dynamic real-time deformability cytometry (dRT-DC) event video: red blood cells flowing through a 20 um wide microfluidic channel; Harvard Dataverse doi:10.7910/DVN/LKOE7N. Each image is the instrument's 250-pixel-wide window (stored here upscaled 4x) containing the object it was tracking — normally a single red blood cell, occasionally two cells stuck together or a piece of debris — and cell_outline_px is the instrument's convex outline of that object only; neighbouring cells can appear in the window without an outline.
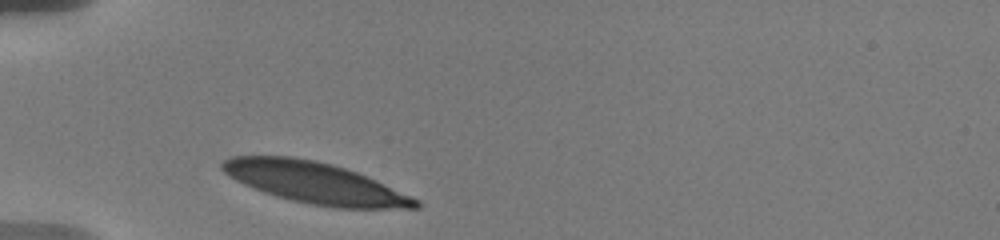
{"species": "human", "species_latin": "Homo sapiens", "temperature_condition": "warm", "stored_images_in_passage": 22, "camera_frame_rate_fps": 3000, "um_per_image_px": 0.085, "donor": {"sex": "male"}, "frame": {"image": 1, "passage_image": 1, "time_ms": 0.0, "image_size_px": [1000, 240], "cell_outline_px": [[420, 208], [336, 208], [312, 204], [292, 200], [276, 196], [252, 188], [228, 176], [220, 168], [220, 164], [224, 160], [232, 156], [288, 156], [316, 160], [332, 164], [356, 172], [376, 180], [412, 196], [420, 200]], "centroid_in_image_um": [26.76, 15.54], "position_along_channel_um": 58.2, "area_um2": 46.3}}
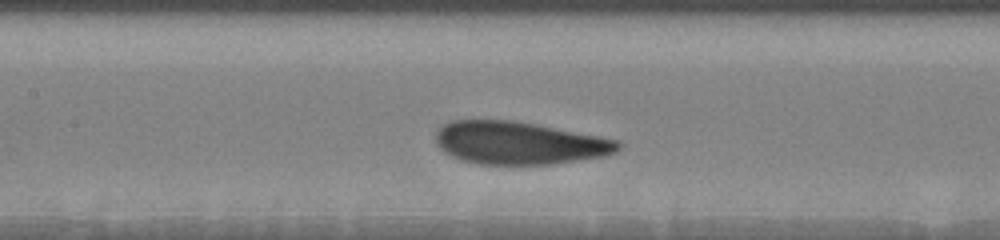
{"frame": {"image": 2, "passage_image": 9, "time_ms": 3.333, "image_size_px": [1000, 240], "cell_outline_px": [[620, 148], [616, 152], [604, 156], [580, 160], [552, 164], [480, 164], [460, 160], [444, 152], [440, 148], [436, 140], [436, 132], [444, 124], [452, 120], [512, 120], [536, 124], [620, 140]], "centroid_in_image_um": [44.13, 12.15], "position_along_channel_um": 163.3, "area_um2": 45.37}}
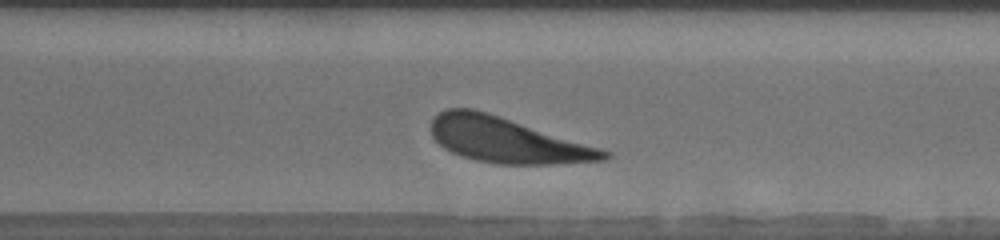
{"frame": {"image": 3, "passage_image": 19, "time_ms": 8.0, "image_size_px": [1000, 240], "cell_outline_px": [[612, 156], [604, 160], [552, 164], [496, 164], [476, 160], [460, 156], [444, 148], [432, 136], [432, 120], [440, 112], [448, 108], [472, 108], [488, 112], [600, 148], [608, 152]], "centroid_in_image_um": [43.07, 11.91], "position_along_channel_um": 327.5, "area_um2": 45.08}, "authors_computed_cell_mechanics": {"area_um2": 46.0666, "velocity_mm_per_s": 3.5277, "shape_relaxation_time_tau1_ms": 4.3075, "shape_relaxation_time_tau2_ms": null, "deformation_change_tau1": 0.1816, "deformation_change_tau2": null}}